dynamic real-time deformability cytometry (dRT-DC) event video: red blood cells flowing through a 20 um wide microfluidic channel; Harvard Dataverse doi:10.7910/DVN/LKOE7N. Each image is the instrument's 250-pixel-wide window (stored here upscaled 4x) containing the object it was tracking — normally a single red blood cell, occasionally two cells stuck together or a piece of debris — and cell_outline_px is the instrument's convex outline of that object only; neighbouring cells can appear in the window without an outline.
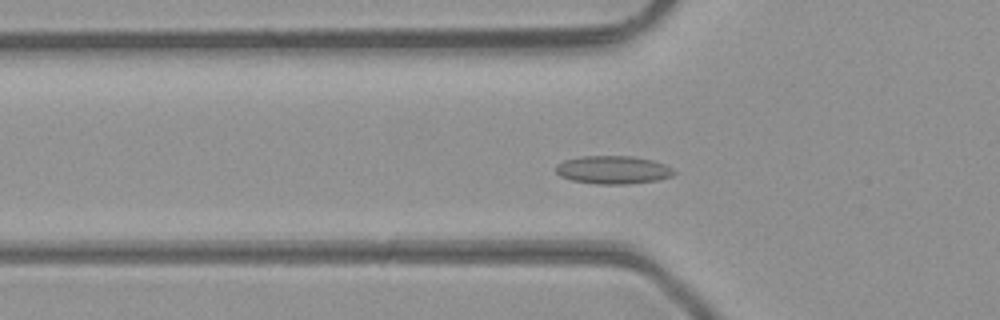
{"species": "common noctule bat (a hibernating species)", "species_latin": "Nyctalus noctula", "temperature_condition": "room temperature", "stored_images_in_passage": 49, "camera_frame_rate_fps": 3000, "um_per_image_px": 0.085, "animal": {"sex": "male", "body_mass_g": 23.1, "forearm_length_mm": 52.7}, "frame": {"image": 1, "passage_image": 16, "time_ms": 5.0, "image_size_px": [1000, 320], "cell_outline_px": [[676, 172], [672, 176], [656, 180], [628, 184], [596, 184], [572, 180], [560, 176], [556, 172], [556, 164], [564, 160], [580, 156], [636, 156], [652, 160], [664, 164], [672, 168]], "centroid_in_image_um": [52.1, 14.43], "position_along_channel_um": 73.7, "area_um2": 19.42}}
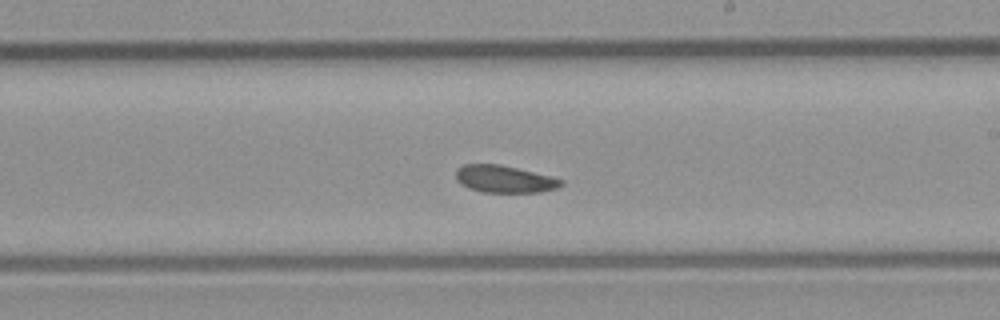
{"frame": {"image": 2, "passage_image": 28, "time_ms": 9.0, "image_size_px": [1000, 320], "cell_outline_px": [[564, 184], [556, 188], [540, 192], [484, 192], [468, 188], [460, 184], [456, 180], [456, 168], [464, 164], [500, 164], [552, 176], [564, 180]], "centroid_in_image_um": [42.87, 15.21], "position_along_channel_um": 246.1, "area_um2": 16.82}}
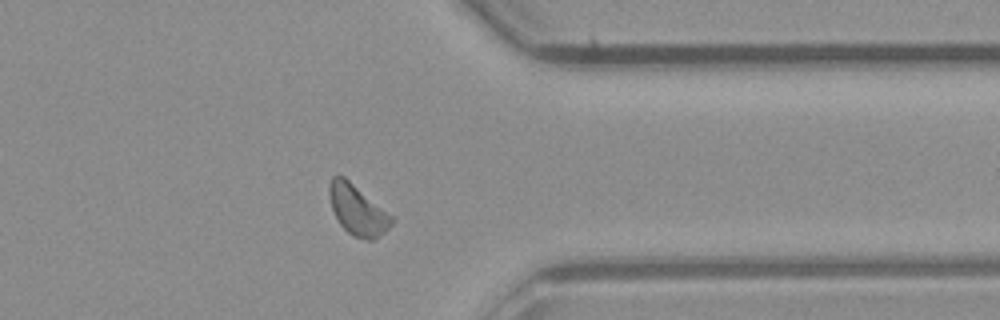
{"frame": {"image": 3, "passage_image": 38, "time_ms": 12.333, "image_size_px": [1000, 320], "cell_outline_px": [[392, 224], [384, 232], [372, 240], [364, 240], [352, 236], [340, 224], [332, 208], [328, 196], [328, 184], [332, 176], [344, 176], [392, 216]], "centroid_in_image_um": [30.35, 17.85], "position_along_channel_um": 381.1, "area_um2": 17.98}}